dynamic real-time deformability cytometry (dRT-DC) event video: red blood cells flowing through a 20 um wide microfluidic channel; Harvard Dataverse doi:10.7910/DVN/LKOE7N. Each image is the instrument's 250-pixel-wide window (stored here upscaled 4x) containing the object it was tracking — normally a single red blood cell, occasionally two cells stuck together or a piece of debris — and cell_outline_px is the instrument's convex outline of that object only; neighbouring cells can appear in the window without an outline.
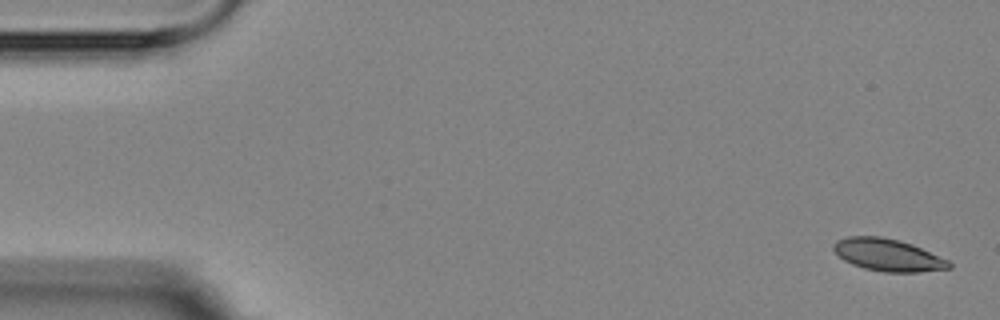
{"species": "Egyptian fruit bat (a non-hibernating species)", "species_latin": "Rousettus aegyptiacus", "temperature_condition": "room temperature", "stored_images_in_passage": 6, "segment_of_instrument_passage": [1, 2], "camera_frame_rate_fps": 3000, "um_per_image_px": 0.085, "animal": {"sex": "female"}, "frame": {"image": 1, "passage_image": 1, "time_ms": 0.0, "image_size_px": [1000, 320], "cell_outline_px": [[952, 268], [920, 272], [884, 272], [864, 268], [852, 264], [844, 260], [832, 248], [832, 244], [836, 240], [848, 236], [880, 236], [900, 240], [912, 244], [948, 260], [952, 264]], "centroid_in_image_um": [75.46, 21.67], "position_along_channel_um": 9.5, "area_um2": 21.73}}